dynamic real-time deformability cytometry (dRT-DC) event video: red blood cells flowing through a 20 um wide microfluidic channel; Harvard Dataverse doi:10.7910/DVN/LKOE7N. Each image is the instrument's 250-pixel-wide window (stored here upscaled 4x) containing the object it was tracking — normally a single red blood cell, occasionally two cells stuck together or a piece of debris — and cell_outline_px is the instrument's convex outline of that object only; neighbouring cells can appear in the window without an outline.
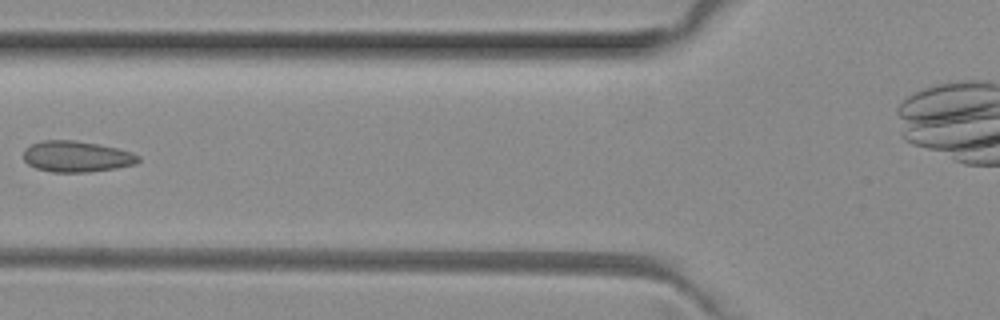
{"species": "common noctule bat (a hibernating species)", "species_latin": "Nyctalus noctula", "temperature_condition": "room temperature", "stored_images_in_passage": 6, "camera_frame_rate_fps": 3000, "um_per_image_px": 0.085, "animal": {"sex": "female", "body_mass_g": 29.2, "forearm_length_mm": 56.3}, "frame": {"image": 1, "passage_image": 6, "time_ms": 1.667, "image_size_px": [1000, 320], "cell_outline_px": [[140, 160], [136, 164], [116, 168], [88, 172], [52, 172], [36, 168], [28, 164], [24, 160], [24, 148], [32, 144], [44, 140], [76, 140], [100, 144], [132, 152], [140, 156]], "centroid_in_image_um": [6.52, 13.3], "position_along_channel_um": 119.3, "area_um2": 20.87}}